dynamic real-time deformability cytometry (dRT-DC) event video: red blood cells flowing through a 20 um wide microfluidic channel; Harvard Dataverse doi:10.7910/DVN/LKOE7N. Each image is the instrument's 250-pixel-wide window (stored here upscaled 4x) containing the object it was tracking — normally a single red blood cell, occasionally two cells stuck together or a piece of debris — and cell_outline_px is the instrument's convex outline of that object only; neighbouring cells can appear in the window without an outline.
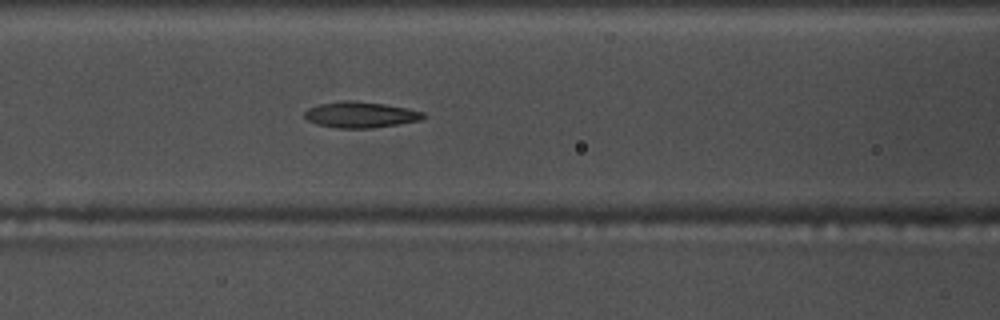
{"species": "common noctule bat (a hibernating species)", "species_latin": "Nyctalus noctula", "temperature_condition": "warm", "stored_images_in_passage": 32, "camera_frame_rate_fps": 3000, "um_per_image_px": 0.085, "animal": {"sex": "male", "body_mass_g": 17.5, "forearm_length_mm": 52.3}, "frame": {"image": 1, "passage_image": 10, "time_ms": 3.0, "image_size_px": [1000, 320], "cell_outline_px": [[428, 116], [420, 120], [372, 128], [336, 128], [316, 124], [308, 120], [304, 116], [304, 112], [308, 108], [320, 104], [344, 100], [356, 100], [384, 104], [408, 108], [424, 112]], "centroid_in_image_um": [30.65, 9.74], "position_along_channel_um": 136.0, "area_um2": 18.03}}
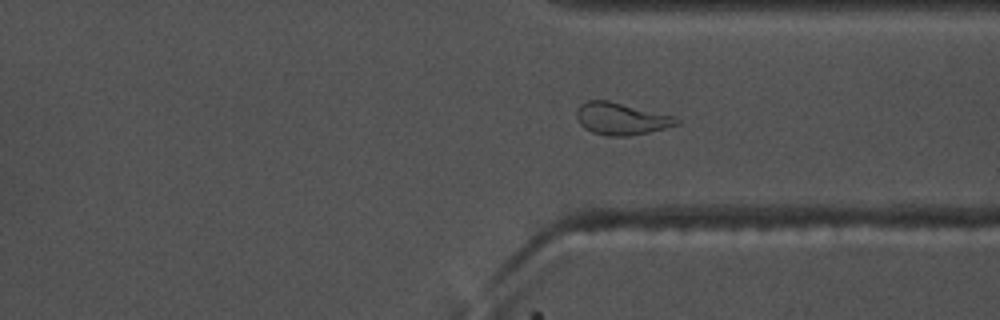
{"frame": {"image": 2, "passage_image": 28, "time_ms": 9.0, "image_size_px": [1000, 320], "cell_outline_px": [[680, 124], [648, 132], [628, 136], [604, 136], [592, 132], [584, 128], [576, 120], [576, 112], [580, 104], [588, 100], [608, 100], [676, 116], [680, 120]], "centroid_in_image_um": [52.79, 10.09], "position_along_channel_um": 358.6, "area_um2": 18.9}}